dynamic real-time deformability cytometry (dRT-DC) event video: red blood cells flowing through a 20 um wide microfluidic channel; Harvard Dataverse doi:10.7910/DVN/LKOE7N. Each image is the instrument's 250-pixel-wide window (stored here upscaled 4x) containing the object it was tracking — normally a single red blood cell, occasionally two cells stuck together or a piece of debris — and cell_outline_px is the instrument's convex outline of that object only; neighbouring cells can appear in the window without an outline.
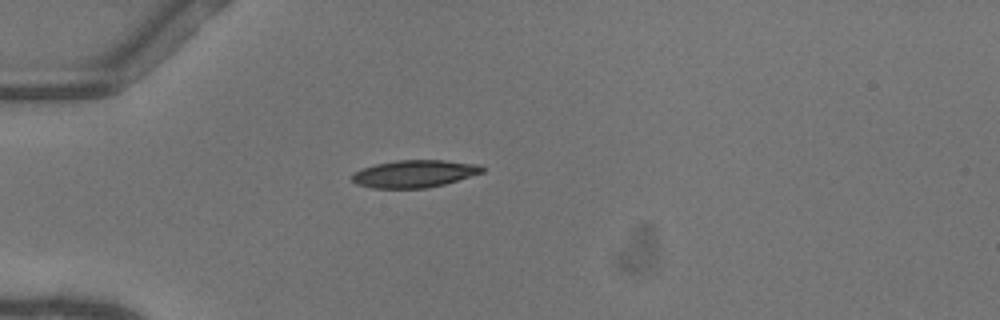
{"species": "common noctule bat (a hibernating species)", "species_latin": "Nyctalus noctula", "temperature_condition": "warm", "stored_images_in_passage": 6, "camera_frame_rate_fps": 3000, "um_per_image_px": 0.085, "animal": {"sex": "female"}, "frame": {"image": 1, "passage_image": 5, "time_ms": 1.333, "image_size_px": [1000, 320], "cell_outline_px": [[484, 172], [444, 184], [424, 188], [372, 188], [356, 184], [352, 180], [352, 172], [376, 164], [396, 160], [444, 160], [480, 164], [484, 168]], "centroid_in_image_um": [35.22, 14.76], "position_along_channel_um": 49.8, "area_um2": 20.75}}